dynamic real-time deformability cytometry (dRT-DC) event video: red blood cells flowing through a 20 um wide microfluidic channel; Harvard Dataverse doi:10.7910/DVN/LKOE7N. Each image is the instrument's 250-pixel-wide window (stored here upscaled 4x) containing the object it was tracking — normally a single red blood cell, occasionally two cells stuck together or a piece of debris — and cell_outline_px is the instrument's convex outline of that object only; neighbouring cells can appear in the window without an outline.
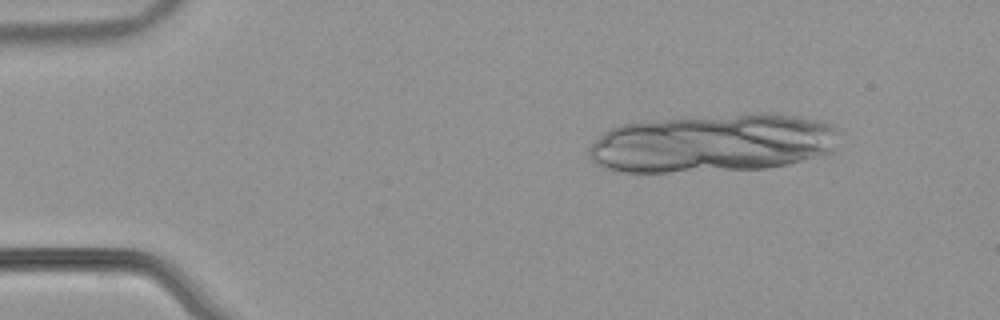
{"species": "common noctule bat (a hibernating species)", "species_latin": "Nyctalus noctula", "temperature_condition": "warm", "stored_images_in_passage": 8, "camera_frame_rate_fps": 3000, "um_per_image_px": 0.085, "animal": {"sex": "male", "body_mass_g": 21.5, "forearm_length_mm": 52.0}, "frame": {"image": 1, "passage_image": 8, "time_ms": 2.333, "image_size_px": [1000, 320], "cell_outline_px": [[792, 148], [776, 164], [684, 164], [696, 128], [732, 128], [776, 140]], "centroid_in_image_um": [62.35, 12.58], "position_along_channel_um": 22.7, "area_um2": 21.85}}